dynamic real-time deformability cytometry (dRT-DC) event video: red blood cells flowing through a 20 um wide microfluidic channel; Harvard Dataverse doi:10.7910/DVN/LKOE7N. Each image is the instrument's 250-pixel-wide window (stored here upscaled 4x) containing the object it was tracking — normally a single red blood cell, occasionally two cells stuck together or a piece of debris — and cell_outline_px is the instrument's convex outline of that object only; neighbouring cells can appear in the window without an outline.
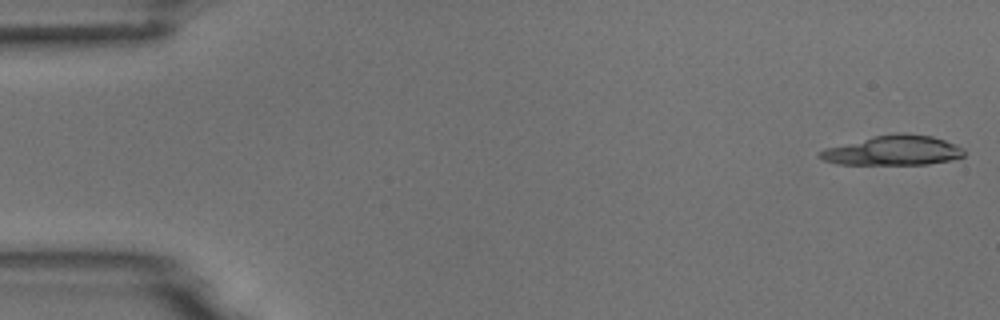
{"species": "common noctule bat (a hibernating species)", "species_latin": "Nyctalus noctula", "temperature_condition": "room temperature", "stored_images_in_passage": 53, "camera_frame_rate_fps": 3000, "um_per_image_px": 0.085, "animal": {"sex": "male", "body_mass_g": 18.8}, "frame": {"image": 1, "passage_image": 1, "time_ms": 0.0, "image_size_px": [1000, 320], "cell_outline_px": [[964, 156], [952, 160], [928, 164], [836, 164], [824, 160], [816, 156], [824, 148], [876, 136], [896, 132], [904, 132], [932, 136], [956, 144], [964, 148]], "centroid_in_image_um": [75.94, 12.79], "position_along_channel_um": 9.1, "area_um2": 25.03}}